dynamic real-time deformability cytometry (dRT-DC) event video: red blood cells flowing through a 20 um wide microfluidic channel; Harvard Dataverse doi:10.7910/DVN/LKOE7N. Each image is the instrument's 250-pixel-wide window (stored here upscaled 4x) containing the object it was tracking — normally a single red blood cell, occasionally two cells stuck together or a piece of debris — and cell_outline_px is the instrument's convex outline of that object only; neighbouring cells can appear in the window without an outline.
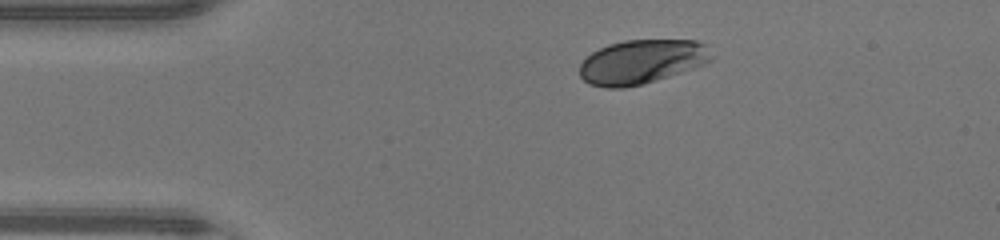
{"species": "human", "species_latin": "Homo sapiens", "temperature_condition": "warm", "stored_images_in_passage": 40, "camera_frame_rate_fps": 3000, "um_per_image_px": 0.085, "donor": {"sex": "male"}, "frame": {"image": 1, "passage_image": 1, "time_ms": 0.0, "image_size_px": [1000, 240], "cell_outline_px": [[712, 60], [704, 64], [668, 76], [640, 84], [624, 88], [608, 88], [588, 84], [580, 76], [580, 64], [592, 52], [608, 44], [624, 40], [696, 40], [704, 44], [712, 56]], "centroid_in_image_um": [54.51, 5.24], "position_along_channel_um": 30.5, "area_um2": 33.58}}
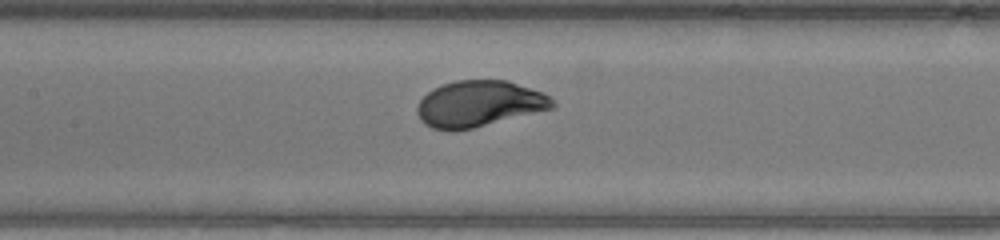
{"frame": {"image": 2, "passage_image": 14, "time_ms": 4.333, "image_size_px": [1000, 240], "cell_outline_px": [[556, 104], [552, 108], [472, 128], [452, 132], [448, 132], [432, 128], [424, 124], [420, 120], [416, 112], [416, 108], [420, 100], [432, 88], [456, 80], [508, 80], [544, 92]], "centroid_in_image_um": [40.68, 8.82], "position_along_channel_um": 166.7, "area_um2": 36.41}}
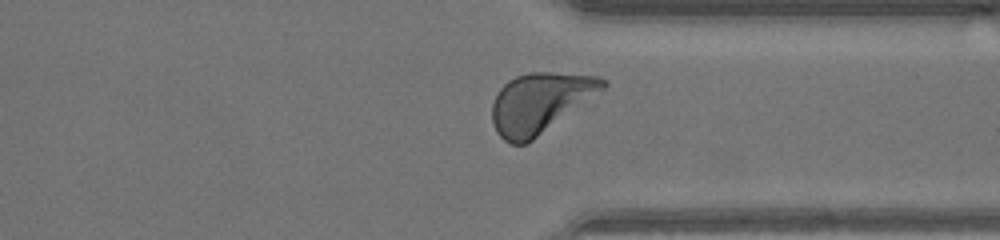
{"frame": {"image": 3, "passage_image": 28, "time_ms": 9.0, "image_size_px": [1000, 240], "cell_outline_px": [[608, 84], [604, 88], [528, 144], [512, 144], [504, 140], [496, 132], [492, 120], [492, 104], [496, 92], [508, 80], [516, 76], [528, 72], [552, 72], [600, 76], [608, 80]], "centroid_in_image_um": [45.87, 8.73], "position_along_channel_um": 365.5, "area_um2": 38.67}, "authors_computed_cell_mechanics": {"area_um2": 36.3562, "velocity_mm_per_s": 4.2959, "shape_relaxation_time_tau1_ms": 1.943, "shape_relaxation_time_tau2_ms": null, "deformation_change_tau1": 0.1532, "deformation_change_tau2": null}}